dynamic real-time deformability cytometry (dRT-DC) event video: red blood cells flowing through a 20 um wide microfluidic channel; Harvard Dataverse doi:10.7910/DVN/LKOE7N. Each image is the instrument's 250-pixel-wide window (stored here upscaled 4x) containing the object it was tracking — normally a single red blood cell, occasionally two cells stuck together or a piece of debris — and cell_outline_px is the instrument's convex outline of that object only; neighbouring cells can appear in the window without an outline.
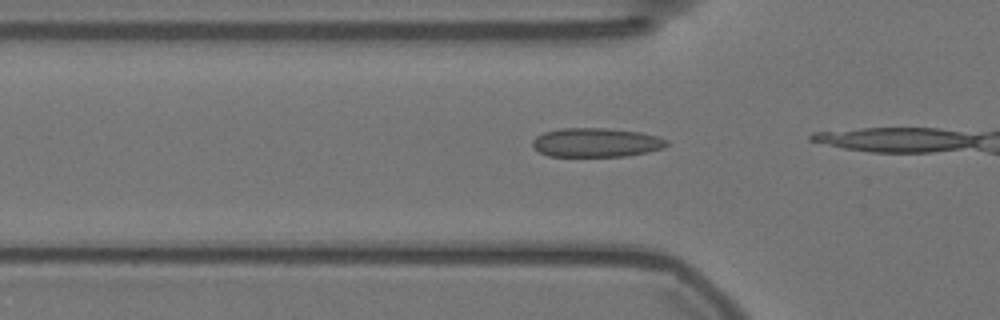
{"species": "Egyptian fruit bat (a non-hibernating species)", "species_latin": "Rousettus aegyptiacus", "temperature_condition": "warm", "stored_images_in_passage": 6, "camera_frame_rate_fps": 3000, "um_per_image_px": 0.085, "animal": {"sex": "female"}, "frame": {"image": 1, "passage_image": 4, "time_ms": 1.0, "image_size_px": [1000, 320], "cell_outline_px": [[668, 144], [664, 148], [648, 152], [624, 156], [548, 156], [540, 152], [532, 144], [532, 140], [536, 136], [544, 132], [560, 128], [604, 128], [640, 132], [656, 136], [668, 140]], "centroid_in_image_um": [50.67, 12.11], "position_along_channel_um": 75.1, "area_um2": 22.66}}